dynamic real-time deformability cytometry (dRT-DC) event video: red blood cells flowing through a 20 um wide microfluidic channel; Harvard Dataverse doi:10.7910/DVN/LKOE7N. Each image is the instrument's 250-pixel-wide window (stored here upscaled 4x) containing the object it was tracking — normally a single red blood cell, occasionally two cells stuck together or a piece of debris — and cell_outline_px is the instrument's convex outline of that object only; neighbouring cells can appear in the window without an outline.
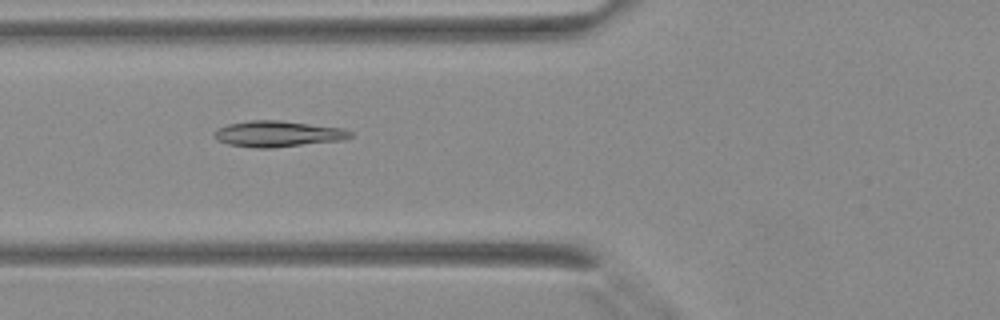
{"species": "Egyptian fruit bat (a non-hibernating species)", "species_latin": "Rousettus aegyptiacus", "temperature_condition": "warm", "stored_images_in_passage": 34, "camera_frame_rate_fps": 3000, "um_per_image_px": 0.085, "animal": {"sex": "female"}, "frame": {"image": 1, "passage_image": 9, "time_ms": 2.667, "image_size_px": [1000, 320], "cell_outline_px": [[352, 136], [344, 140], [272, 148], [256, 148], [228, 144], [216, 140], [212, 136], [212, 132], [228, 124], [248, 120], [280, 120], [344, 128], [352, 132]], "centroid_in_image_um": [23.61, 11.38], "position_along_channel_um": 102.2, "area_um2": 20.81}}
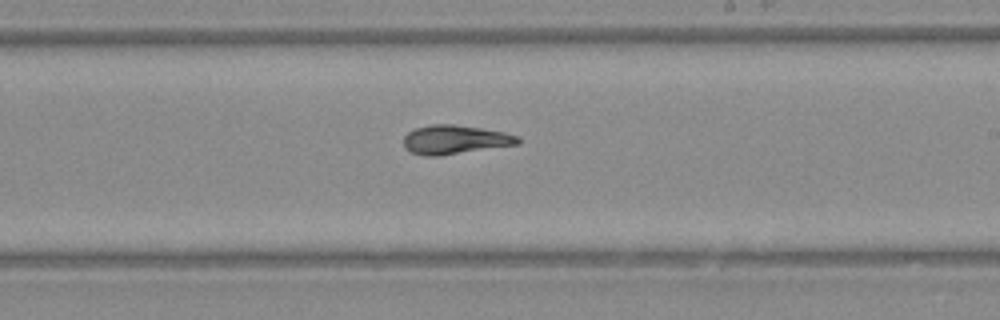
{"frame": {"image": 2, "passage_image": 18, "time_ms": 5.667, "image_size_px": [1000, 320], "cell_outline_px": [[520, 144], [440, 156], [424, 156], [408, 152], [404, 148], [404, 136], [408, 132], [416, 128], [432, 124], [452, 124], [480, 128], [504, 132], [520, 136]], "centroid_in_image_um": [38.66, 11.88], "position_along_channel_um": 250.3, "area_um2": 19.48}}
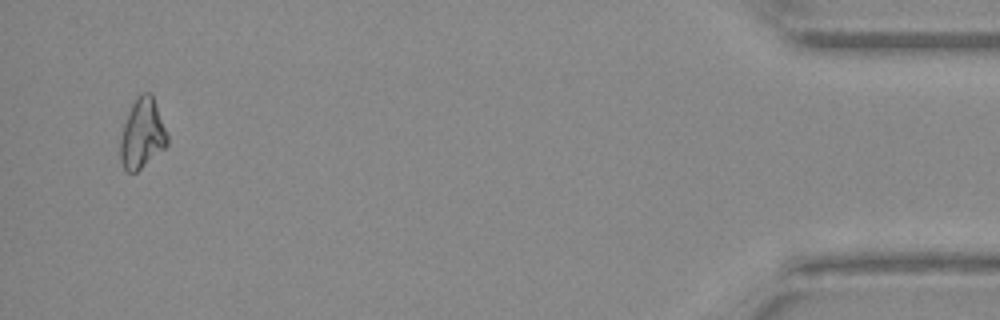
{"frame": {"image": 3, "passage_image": 33, "time_ms": 10.667, "image_size_px": [1000, 320], "cell_outline_px": [[168, 144], [164, 148], [136, 172], [128, 172], [124, 168], [120, 160], [120, 140], [124, 124], [128, 112], [136, 96], [140, 92], [152, 92], [168, 136]], "centroid_in_image_um": [12.08, 11.33], "position_along_channel_um": 423.1, "area_um2": 19.07}}